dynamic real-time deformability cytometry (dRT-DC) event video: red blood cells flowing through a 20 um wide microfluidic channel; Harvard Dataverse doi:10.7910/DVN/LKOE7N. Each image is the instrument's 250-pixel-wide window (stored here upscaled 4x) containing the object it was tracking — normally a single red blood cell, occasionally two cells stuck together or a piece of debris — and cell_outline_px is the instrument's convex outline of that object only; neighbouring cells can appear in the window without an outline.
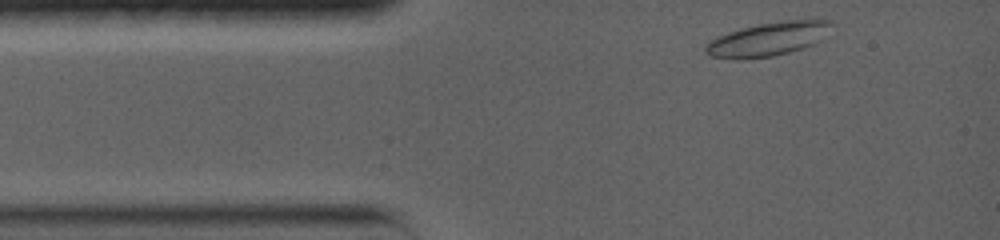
{"species": "common noctule bat (a hibernating species)", "species_latin": "Nyctalus noctula", "temperature_condition": "warm", "stored_images_in_passage": 15, "camera_frame_rate_fps": 5000, "um_per_image_px": 0.085, "animal": {"sex": "female", "body_mass_g": 19.0, "forearm_length_mm": 56.7}, "frame": {"image": 1, "passage_image": 1, "time_ms": 0.0, "image_size_px": [1000, 240], "cell_outline_px": [[836, 24], [816, 44], [804, 48], [772, 56], [740, 60], [736, 60], [712, 56], [704, 52], [704, 48], [708, 40], [716, 36], [728, 32], [760, 24], [784, 20], [812, 16], [832, 20]], "centroid_in_image_um": [65.39, 3.28], "position_along_channel_um": 19.6, "area_um2": 25.66}}
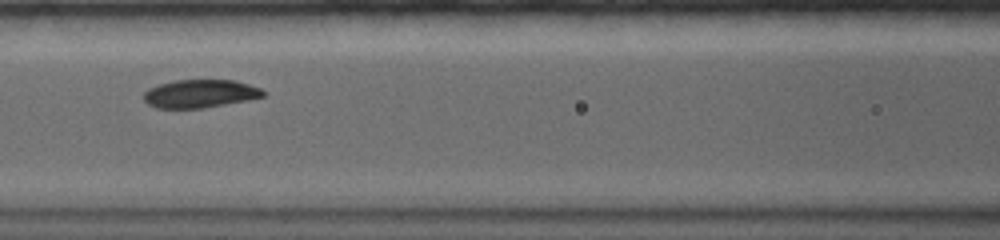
{"frame": {"image": 2, "passage_image": 10, "time_ms": 4.6, "image_size_px": [1000, 240], "cell_outline_px": [[264, 96], [248, 100], [204, 108], [156, 108], [148, 104], [144, 100], [144, 92], [148, 88], [160, 84], [176, 80], [236, 80], [260, 88], [264, 92]], "centroid_in_image_um": [16.99, 7.96], "position_along_channel_um": 149.6, "area_um2": 19.54}}
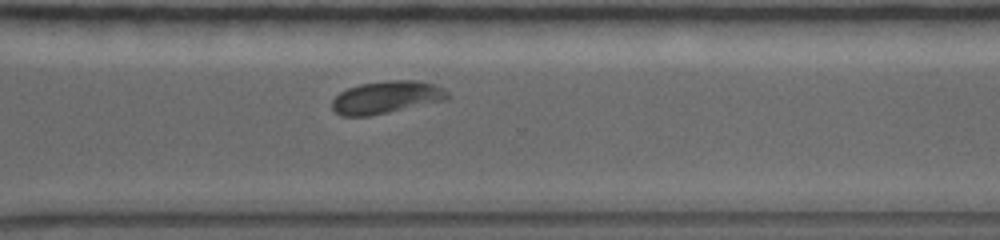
{"frame": {"image": 3, "passage_image": 15, "time_ms": 9.8, "image_size_px": [1000, 240], "cell_outline_px": [[448, 100], [368, 116], [340, 116], [332, 108], [332, 100], [340, 92], [348, 88], [360, 84], [388, 80], [416, 80], [432, 84], [444, 88], [448, 92]], "centroid_in_image_um": [32.85, 8.27], "position_along_channel_um": 337.8, "area_um2": 21.85}}